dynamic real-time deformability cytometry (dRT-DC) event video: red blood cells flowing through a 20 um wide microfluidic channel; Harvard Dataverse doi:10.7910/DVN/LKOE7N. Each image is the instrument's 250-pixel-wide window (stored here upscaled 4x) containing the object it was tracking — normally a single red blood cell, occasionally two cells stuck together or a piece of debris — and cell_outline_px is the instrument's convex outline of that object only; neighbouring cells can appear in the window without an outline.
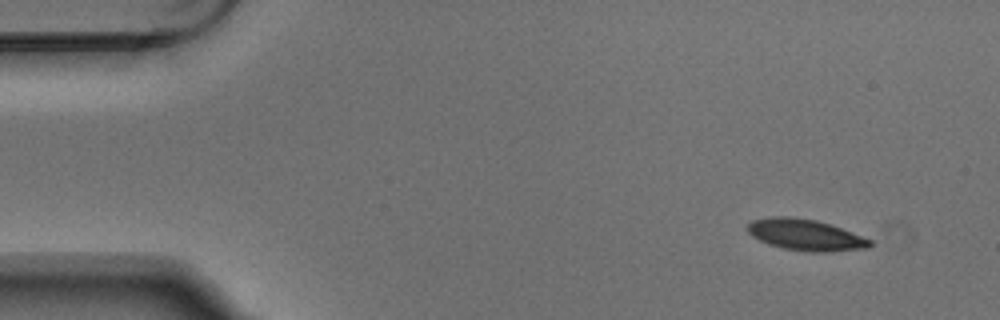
{"species": "Egyptian fruit bat (a non-hibernating species)", "species_latin": "Rousettus aegyptiacus", "temperature_condition": "warm", "stored_images_in_passage": 4, "camera_frame_rate_fps": 3000, "um_per_image_px": 0.085, "animal": {"sex": "male"}, "frame": {"image": 1, "passage_image": 1, "time_ms": 0.0, "image_size_px": [1000, 320], "cell_outline_px": [[872, 244], [868, 248], [824, 252], [808, 252], [784, 248], [768, 244], [752, 236], [748, 232], [748, 224], [752, 220], [768, 216], [792, 216], [816, 220], [852, 232], [872, 240]], "centroid_in_image_um": [68.44, 19.95], "position_along_channel_um": 16.6, "area_um2": 22.25}}
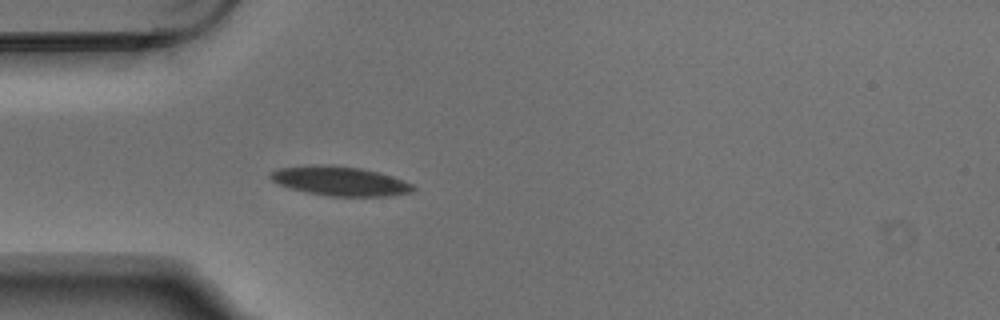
{"frame": {"image": 2, "passage_image": 4, "time_ms": 1.0, "image_size_px": [1000, 320], "cell_outline_px": [[416, 188], [412, 192], [392, 196], [328, 196], [288, 188], [272, 180], [268, 176], [268, 172], [276, 168], [308, 164], [332, 164], [360, 168], [380, 172], [392, 176], [412, 184]], "centroid_in_image_um": [28.85, 15.37], "position_along_channel_um": 56.1, "area_um2": 24.8}}